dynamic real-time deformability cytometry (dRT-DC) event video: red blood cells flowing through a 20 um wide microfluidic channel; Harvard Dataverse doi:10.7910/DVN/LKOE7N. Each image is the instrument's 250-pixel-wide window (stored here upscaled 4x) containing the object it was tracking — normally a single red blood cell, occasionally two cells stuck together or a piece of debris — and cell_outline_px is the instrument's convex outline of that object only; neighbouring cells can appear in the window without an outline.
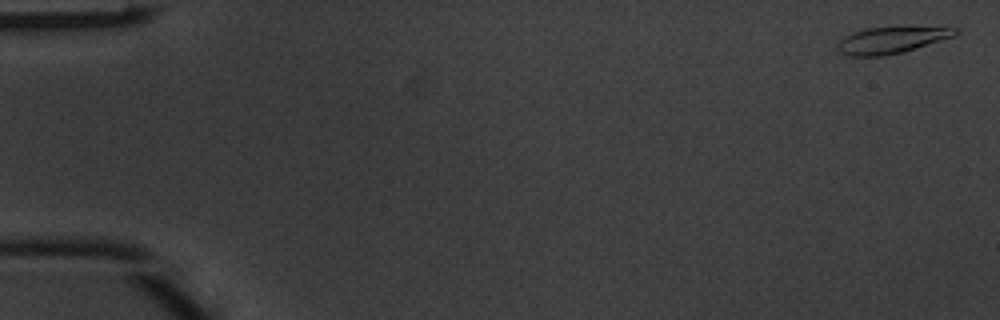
{"species": "common noctule bat (a hibernating species)", "species_latin": "Nyctalus noctula", "temperature_condition": "warm", "stored_images_in_passage": 6, "segment_of_instrument_passage": [1, 2], "camera_frame_rate_fps": 3000, "um_per_image_px": 0.085, "animal": {"sex": "male", "body_mass_g": 20.1, "forearm_length_mm": 53.5}, "frame": {"image": 1, "passage_image": 1, "time_ms": 0.0, "image_size_px": [1000, 320], "cell_outline_px": [[960, 32], [956, 36], [904, 52], [884, 56], [848, 56], [840, 52], [836, 48], [836, 44], [844, 36], [852, 32], [868, 28], [904, 24], [960, 28]], "centroid_in_image_um": [75.86, 3.35], "position_along_channel_um": 9.1, "area_um2": 19.42}}
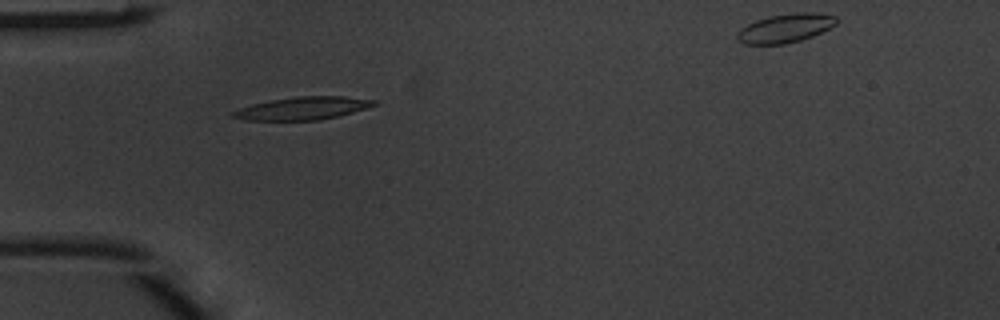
{"frame": {"image": 2, "passage_image": 5, "time_ms": 1.333, "image_size_px": [1000, 320], "cell_outline_px": [[376, 104], [340, 116], [320, 120], [244, 120], [232, 116], [232, 112], [240, 108], [252, 104], [268, 100], [296, 96], [344, 96], [376, 100]], "centroid_in_image_um": [25.72, 9.2], "position_along_channel_um": 59.3, "area_um2": 18.67}}